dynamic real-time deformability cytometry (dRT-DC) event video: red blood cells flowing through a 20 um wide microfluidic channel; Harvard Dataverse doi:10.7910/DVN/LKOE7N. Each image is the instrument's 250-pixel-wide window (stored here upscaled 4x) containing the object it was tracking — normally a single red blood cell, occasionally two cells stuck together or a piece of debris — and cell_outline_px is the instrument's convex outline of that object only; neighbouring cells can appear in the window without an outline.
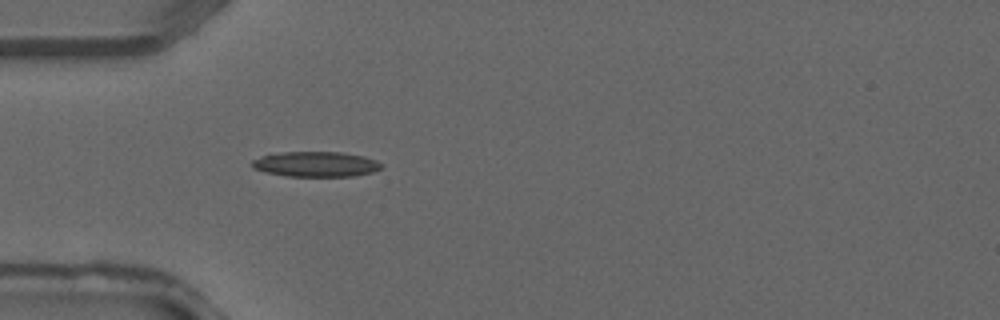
{"species": "common noctule bat (a hibernating species)", "species_latin": "Nyctalus noctula", "temperature_condition": "warm", "stored_images_in_passage": 1, "camera_frame_rate_fps": 3000, "um_per_image_px": 0.085, "animal": {"sex": "male", "forearm_length_mm": 52.5}, "frame": {"image": 1, "passage_image": 1, "time_ms": 0.0, "image_size_px": [1000, 320], "cell_outline_px": [[384, 168], [372, 172], [352, 176], [288, 176], [264, 172], [252, 168], [252, 160], [260, 156], [280, 152], [344, 152], [364, 156], [376, 160], [384, 164]], "centroid_in_image_um": [26.87, 13.95], "position_along_channel_um": 58.1, "area_um2": 19.19}}